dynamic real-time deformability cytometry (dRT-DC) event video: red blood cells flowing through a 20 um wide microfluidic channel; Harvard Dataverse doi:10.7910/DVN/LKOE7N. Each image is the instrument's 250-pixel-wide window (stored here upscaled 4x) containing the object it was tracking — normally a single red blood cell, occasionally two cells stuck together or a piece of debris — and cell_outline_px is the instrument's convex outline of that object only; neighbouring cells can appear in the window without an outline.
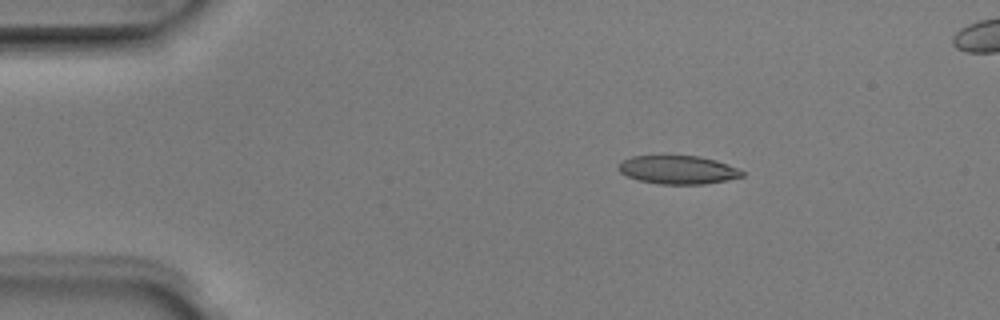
{"species": "Egyptian fruit bat (a non-hibernating species)", "species_latin": "Rousettus aegyptiacus", "temperature_condition": "room temperature", "stored_images_in_passage": 4, "segment_of_instrument_passage": [1, 2], "camera_frame_rate_fps": 3000, "um_per_image_px": 0.085, "animal": {"sex": "male"}, "frame": {"image": 1, "passage_image": 2, "time_ms": 0.333, "image_size_px": [1000, 320], "cell_outline_px": [[744, 176], [704, 184], [660, 184], [640, 180], [628, 176], [620, 172], [616, 168], [624, 160], [632, 156], [700, 156], [716, 160], [728, 164], [744, 172]], "centroid_in_image_um": [57.63, 14.43], "position_along_channel_um": 27.4, "area_um2": 20.23}}